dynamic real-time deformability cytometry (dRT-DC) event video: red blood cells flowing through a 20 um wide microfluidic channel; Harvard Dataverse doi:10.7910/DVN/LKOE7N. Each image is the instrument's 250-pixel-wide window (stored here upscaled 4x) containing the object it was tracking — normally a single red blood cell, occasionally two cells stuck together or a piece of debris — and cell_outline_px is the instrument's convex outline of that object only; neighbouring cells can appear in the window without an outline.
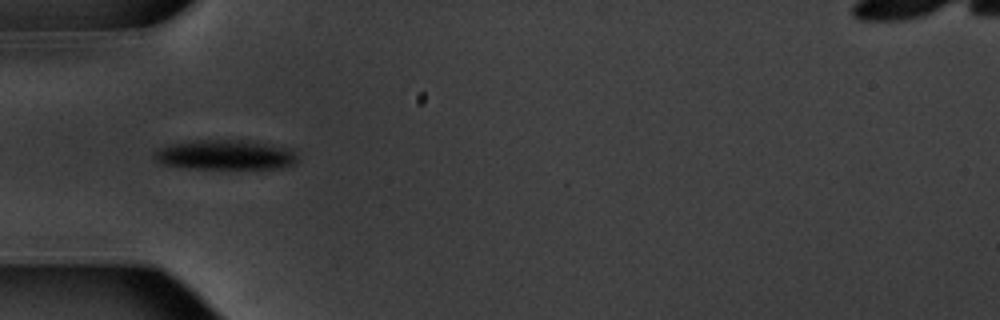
{"species": "common noctule bat (a hibernating species)", "species_latin": "Nyctalus noctula", "temperature_condition": "warm", "stored_images_in_passage": 44, "camera_frame_rate_fps": 3000, "um_per_image_px": 0.085, "animal": {"sex": "male", "body_mass_g": 20.1, "forearm_length_mm": 53.5}, "frame": {"image": 1, "passage_image": 7, "time_ms": 2.0, "image_size_px": [1000, 320], "cell_outline_px": [[300, 160], [296, 164], [284, 168], [188, 168], [160, 164], [152, 160], [152, 152], [156, 148], [172, 144], [196, 140], [248, 140], [272, 144], [292, 148], [296, 152]], "centroid_in_image_um": [19.17, 13.16], "position_along_channel_um": 65.8, "area_um2": 25.55}}
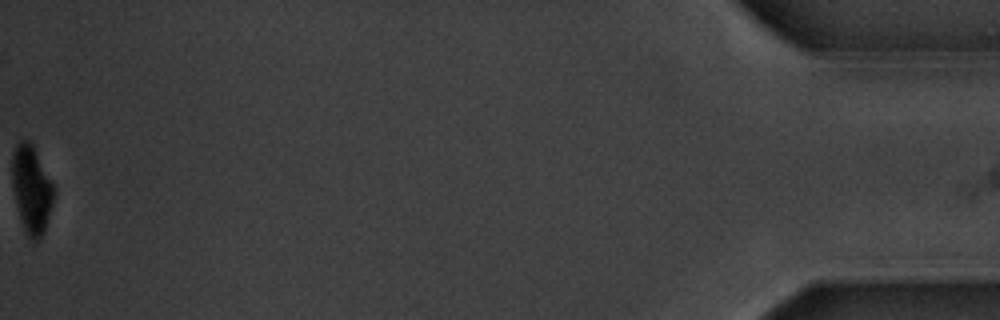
{"frame": {"image": 2, "passage_image": 44, "time_ms": 14.333, "image_size_px": [1000, 320], "cell_outline_px": [[56, 192], [44, 232], [36, 240], [32, 240], [24, 232], [16, 204], [12, 184], [12, 152], [16, 144], [20, 140], [28, 140], [32, 144], [56, 188]], "centroid_in_image_um": [2.69, 16.08], "position_along_channel_um": 432.5, "area_um2": 21.44}, "authors_computed_cell_mechanics": {"area_um2": 25.3164, "velocity_mm_per_s": 3.7584, "shape_relaxation_time_tau1_ms": 1.9508, "shape_relaxation_time_tau2_ms": null, "deformation_change_tau1": 0.155, "deformation_change_tau2": null}}